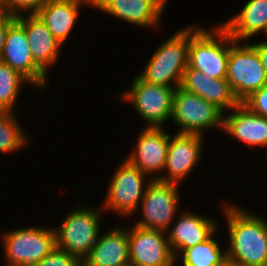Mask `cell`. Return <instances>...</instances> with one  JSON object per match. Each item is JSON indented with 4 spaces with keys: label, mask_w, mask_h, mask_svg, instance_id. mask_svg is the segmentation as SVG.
<instances>
[{
    "label": "cell",
    "mask_w": 267,
    "mask_h": 266,
    "mask_svg": "<svg viewBox=\"0 0 267 266\" xmlns=\"http://www.w3.org/2000/svg\"><path fill=\"white\" fill-rule=\"evenodd\" d=\"M222 207L229 232L227 261L235 266H267V221L235 203Z\"/></svg>",
    "instance_id": "6da1fadb"
},
{
    "label": "cell",
    "mask_w": 267,
    "mask_h": 266,
    "mask_svg": "<svg viewBox=\"0 0 267 266\" xmlns=\"http://www.w3.org/2000/svg\"><path fill=\"white\" fill-rule=\"evenodd\" d=\"M230 34L220 24L211 30L190 25L188 66L214 79H226Z\"/></svg>",
    "instance_id": "7a4b0ae2"
},
{
    "label": "cell",
    "mask_w": 267,
    "mask_h": 266,
    "mask_svg": "<svg viewBox=\"0 0 267 266\" xmlns=\"http://www.w3.org/2000/svg\"><path fill=\"white\" fill-rule=\"evenodd\" d=\"M190 25L168 37L147 62L138 75L146 82L177 88L188 66Z\"/></svg>",
    "instance_id": "3957f363"
},
{
    "label": "cell",
    "mask_w": 267,
    "mask_h": 266,
    "mask_svg": "<svg viewBox=\"0 0 267 266\" xmlns=\"http://www.w3.org/2000/svg\"><path fill=\"white\" fill-rule=\"evenodd\" d=\"M98 207H76L67 214L57 229L54 228L56 248L63 250L81 262L97 242L100 232L101 212Z\"/></svg>",
    "instance_id": "277c9868"
},
{
    "label": "cell",
    "mask_w": 267,
    "mask_h": 266,
    "mask_svg": "<svg viewBox=\"0 0 267 266\" xmlns=\"http://www.w3.org/2000/svg\"><path fill=\"white\" fill-rule=\"evenodd\" d=\"M250 42L235 41L230 35L226 80L239 102L267 84V73Z\"/></svg>",
    "instance_id": "5b68a950"
},
{
    "label": "cell",
    "mask_w": 267,
    "mask_h": 266,
    "mask_svg": "<svg viewBox=\"0 0 267 266\" xmlns=\"http://www.w3.org/2000/svg\"><path fill=\"white\" fill-rule=\"evenodd\" d=\"M9 266H36L56 249L53 228L27 227L5 231L0 236Z\"/></svg>",
    "instance_id": "8992f818"
},
{
    "label": "cell",
    "mask_w": 267,
    "mask_h": 266,
    "mask_svg": "<svg viewBox=\"0 0 267 266\" xmlns=\"http://www.w3.org/2000/svg\"><path fill=\"white\" fill-rule=\"evenodd\" d=\"M172 121L181 134L204 135L205 129L223 131L224 113L215 104L207 102L195 93L188 92L180 86L173 97Z\"/></svg>",
    "instance_id": "52a82bcc"
},
{
    "label": "cell",
    "mask_w": 267,
    "mask_h": 266,
    "mask_svg": "<svg viewBox=\"0 0 267 266\" xmlns=\"http://www.w3.org/2000/svg\"><path fill=\"white\" fill-rule=\"evenodd\" d=\"M130 88L119 98L133 104L145 127H164L171 119L176 88L148 83L138 74Z\"/></svg>",
    "instance_id": "ba28073f"
},
{
    "label": "cell",
    "mask_w": 267,
    "mask_h": 266,
    "mask_svg": "<svg viewBox=\"0 0 267 266\" xmlns=\"http://www.w3.org/2000/svg\"><path fill=\"white\" fill-rule=\"evenodd\" d=\"M113 175L102 210L114 211L123 217L138 212L147 185L152 179L145 180L150 177L127 159L123 160Z\"/></svg>",
    "instance_id": "9c48e42d"
},
{
    "label": "cell",
    "mask_w": 267,
    "mask_h": 266,
    "mask_svg": "<svg viewBox=\"0 0 267 266\" xmlns=\"http://www.w3.org/2000/svg\"><path fill=\"white\" fill-rule=\"evenodd\" d=\"M179 184L152 180L147 185L142 201V220L136 226L167 232L176 212L178 213L180 193Z\"/></svg>",
    "instance_id": "30bf717a"
},
{
    "label": "cell",
    "mask_w": 267,
    "mask_h": 266,
    "mask_svg": "<svg viewBox=\"0 0 267 266\" xmlns=\"http://www.w3.org/2000/svg\"><path fill=\"white\" fill-rule=\"evenodd\" d=\"M129 260L135 266H175L166 232L134 225L127 228Z\"/></svg>",
    "instance_id": "8fae6325"
},
{
    "label": "cell",
    "mask_w": 267,
    "mask_h": 266,
    "mask_svg": "<svg viewBox=\"0 0 267 266\" xmlns=\"http://www.w3.org/2000/svg\"><path fill=\"white\" fill-rule=\"evenodd\" d=\"M0 61L24 76L30 85L47 88L48 74L35 63L25 28L17 20L8 28Z\"/></svg>",
    "instance_id": "7c38bea8"
},
{
    "label": "cell",
    "mask_w": 267,
    "mask_h": 266,
    "mask_svg": "<svg viewBox=\"0 0 267 266\" xmlns=\"http://www.w3.org/2000/svg\"><path fill=\"white\" fill-rule=\"evenodd\" d=\"M203 139L204 136L198 134L170 135L165 166L158 180L179 184L190 175L201 160Z\"/></svg>",
    "instance_id": "4fadbf2b"
},
{
    "label": "cell",
    "mask_w": 267,
    "mask_h": 266,
    "mask_svg": "<svg viewBox=\"0 0 267 266\" xmlns=\"http://www.w3.org/2000/svg\"><path fill=\"white\" fill-rule=\"evenodd\" d=\"M163 128L145 127L141 129L137 143L134 145L136 147L126 157L133 166L139 168L147 176L149 175L152 180H158L161 177L167 158L171 133L166 132L167 130Z\"/></svg>",
    "instance_id": "5bb4252c"
},
{
    "label": "cell",
    "mask_w": 267,
    "mask_h": 266,
    "mask_svg": "<svg viewBox=\"0 0 267 266\" xmlns=\"http://www.w3.org/2000/svg\"><path fill=\"white\" fill-rule=\"evenodd\" d=\"M180 213L175 223L167 231V239L175 259L187 248L208 240L218 232L216 222L211 218L196 214L194 211ZM217 230V231H216Z\"/></svg>",
    "instance_id": "9a60e30c"
},
{
    "label": "cell",
    "mask_w": 267,
    "mask_h": 266,
    "mask_svg": "<svg viewBox=\"0 0 267 266\" xmlns=\"http://www.w3.org/2000/svg\"><path fill=\"white\" fill-rule=\"evenodd\" d=\"M224 115L223 131L251 147L267 146V118L252 112L242 102Z\"/></svg>",
    "instance_id": "2e32d148"
},
{
    "label": "cell",
    "mask_w": 267,
    "mask_h": 266,
    "mask_svg": "<svg viewBox=\"0 0 267 266\" xmlns=\"http://www.w3.org/2000/svg\"><path fill=\"white\" fill-rule=\"evenodd\" d=\"M16 20L25 28L35 63L48 74V67L55 65L58 61L61 43L36 14H21L16 16Z\"/></svg>",
    "instance_id": "e0dca14e"
},
{
    "label": "cell",
    "mask_w": 267,
    "mask_h": 266,
    "mask_svg": "<svg viewBox=\"0 0 267 266\" xmlns=\"http://www.w3.org/2000/svg\"><path fill=\"white\" fill-rule=\"evenodd\" d=\"M139 27L158 29L164 11L153 0H93V6Z\"/></svg>",
    "instance_id": "ac0fdd59"
},
{
    "label": "cell",
    "mask_w": 267,
    "mask_h": 266,
    "mask_svg": "<svg viewBox=\"0 0 267 266\" xmlns=\"http://www.w3.org/2000/svg\"><path fill=\"white\" fill-rule=\"evenodd\" d=\"M180 87L197 94L209 103L215 104L224 114L225 111L231 110L239 103L226 79L208 77L205 73L189 66L183 73Z\"/></svg>",
    "instance_id": "d6986e66"
},
{
    "label": "cell",
    "mask_w": 267,
    "mask_h": 266,
    "mask_svg": "<svg viewBox=\"0 0 267 266\" xmlns=\"http://www.w3.org/2000/svg\"><path fill=\"white\" fill-rule=\"evenodd\" d=\"M83 5L91 7L93 0H48L36 15L62 45L75 28Z\"/></svg>",
    "instance_id": "ffe728a7"
},
{
    "label": "cell",
    "mask_w": 267,
    "mask_h": 266,
    "mask_svg": "<svg viewBox=\"0 0 267 266\" xmlns=\"http://www.w3.org/2000/svg\"><path fill=\"white\" fill-rule=\"evenodd\" d=\"M102 234L82 260V266H122L129 263L127 228L115 226Z\"/></svg>",
    "instance_id": "44dd1931"
},
{
    "label": "cell",
    "mask_w": 267,
    "mask_h": 266,
    "mask_svg": "<svg viewBox=\"0 0 267 266\" xmlns=\"http://www.w3.org/2000/svg\"><path fill=\"white\" fill-rule=\"evenodd\" d=\"M221 25L237 42H249L260 32L267 35V0H248L238 14Z\"/></svg>",
    "instance_id": "7402d4cb"
},
{
    "label": "cell",
    "mask_w": 267,
    "mask_h": 266,
    "mask_svg": "<svg viewBox=\"0 0 267 266\" xmlns=\"http://www.w3.org/2000/svg\"><path fill=\"white\" fill-rule=\"evenodd\" d=\"M215 233L205 242L185 249L176 259L182 260L183 266H223L227 262V251H222L219 242L213 239Z\"/></svg>",
    "instance_id": "603a6c76"
},
{
    "label": "cell",
    "mask_w": 267,
    "mask_h": 266,
    "mask_svg": "<svg viewBox=\"0 0 267 266\" xmlns=\"http://www.w3.org/2000/svg\"><path fill=\"white\" fill-rule=\"evenodd\" d=\"M17 120L14 112L0 111V153H12L28 144L25 130Z\"/></svg>",
    "instance_id": "cb8c5ba5"
},
{
    "label": "cell",
    "mask_w": 267,
    "mask_h": 266,
    "mask_svg": "<svg viewBox=\"0 0 267 266\" xmlns=\"http://www.w3.org/2000/svg\"><path fill=\"white\" fill-rule=\"evenodd\" d=\"M24 83L30 84L24 76L0 61V111L14 112Z\"/></svg>",
    "instance_id": "d4e9b609"
},
{
    "label": "cell",
    "mask_w": 267,
    "mask_h": 266,
    "mask_svg": "<svg viewBox=\"0 0 267 266\" xmlns=\"http://www.w3.org/2000/svg\"><path fill=\"white\" fill-rule=\"evenodd\" d=\"M36 266H82V262L77 257L56 248Z\"/></svg>",
    "instance_id": "484cf974"
},
{
    "label": "cell",
    "mask_w": 267,
    "mask_h": 266,
    "mask_svg": "<svg viewBox=\"0 0 267 266\" xmlns=\"http://www.w3.org/2000/svg\"><path fill=\"white\" fill-rule=\"evenodd\" d=\"M48 0H7V12L19 16L25 14H36Z\"/></svg>",
    "instance_id": "4316f807"
},
{
    "label": "cell",
    "mask_w": 267,
    "mask_h": 266,
    "mask_svg": "<svg viewBox=\"0 0 267 266\" xmlns=\"http://www.w3.org/2000/svg\"><path fill=\"white\" fill-rule=\"evenodd\" d=\"M252 112L267 118V84L242 102Z\"/></svg>",
    "instance_id": "83f0119b"
},
{
    "label": "cell",
    "mask_w": 267,
    "mask_h": 266,
    "mask_svg": "<svg viewBox=\"0 0 267 266\" xmlns=\"http://www.w3.org/2000/svg\"><path fill=\"white\" fill-rule=\"evenodd\" d=\"M15 20V15L9 14L5 10L0 9V56L3 51L8 28Z\"/></svg>",
    "instance_id": "f1b7e54d"
},
{
    "label": "cell",
    "mask_w": 267,
    "mask_h": 266,
    "mask_svg": "<svg viewBox=\"0 0 267 266\" xmlns=\"http://www.w3.org/2000/svg\"><path fill=\"white\" fill-rule=\"evenodd\" d=\"M256 52L258 53V56L260 57L261 63L263 67L265 68V71L267 73V41H261L260 43H250Z\"/></svg>",
    "instance_id": "f546056e"
},
{
    "label": "cell",
    "mask_w": 267,
    "mask_h": 266,
    "mask_svg": "<svg viewBox=\"0 0 267 266\" xmlns=\"http://www.w3.org/2000/svg\"><path fill=\"white\" fill-rule=\"evenodd\" d=\"M163 11H165V7L167 6V0H153Z\"/></svg>",
    "instance_id": "4dcf8cb0"
},
{
    "label": "cell",
    "mask_w": 267,
    "mask_h": 266,
    "mask_svg": "<svg viewBox=\"0 0 267 266\" xmlns=\"http://www.w3.org/2000/svg\"><path fill=\"white\" fill-rule=\"evenodd\" d=\"M0 9H3L7 12V0H0Z\"/></svg>",
    "instance_id": "1f68e13d"
},
{
    "label": "cell",
    "mask_w": 267,
    "mask_h": 266,
    "mask_svg": "<svg viewBox=\"0 0 267 266\" xmlns=\"http://www.w3.org/2000/svg\"><path fill=\"white\" fill-rule=\"evenodd\" d=\"M223 266H235V265L227 261Z\"/></svg>",
    "instance_id": "d6a6232c"
},
{
    "label": "cell",
    "mask_w": 267,
    "mask_h": 266,
    "mask_svg": "<svg viewBox=\"0 0 267 266\" xmlns=\"http://www.w3.org/2000/svg\"><path fill=\"white\" fill-rule=\"evenodd\" d=\"M122 266H135V265L132 264L131 262H129V263H126V264H124V265H122Z\"/></svg>",
    "instance_id": "836d02e7"
}]
</instances>
